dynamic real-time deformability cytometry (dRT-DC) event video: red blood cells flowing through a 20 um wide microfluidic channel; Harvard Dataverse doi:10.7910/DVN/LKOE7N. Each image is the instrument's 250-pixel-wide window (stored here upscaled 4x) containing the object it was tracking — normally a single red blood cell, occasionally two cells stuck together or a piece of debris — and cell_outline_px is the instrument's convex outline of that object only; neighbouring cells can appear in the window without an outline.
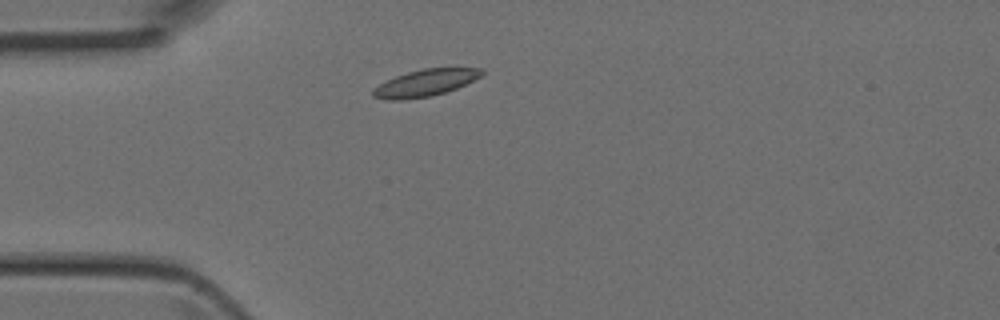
{"species": "Egyptian fruit bat (a non-hibernating species)", "species_latin": "Rousettus aegyptiacus", "temperature_condition": "room temperature", "stored_images_in_passage": 2, "camera_frame_rate_fps": 3000, "um_per_image_px": 0.085, "animal": {"sex": "female"}, "frame": {"image": 1, "passage_image": 2, "time_ms": 0.333, "image_size_px": [1000, 320], "cell_outline_px": [[484, 72], [480, 76], [456, 88], [444, 92], [428, 96], [404, 100], [388, 100], [372, 96], [372, 88], [396, 76], [408, 72], [424, 68], [456, 64], [484, 68]], "centroid_in_image_um": [36.24, 6.98], "position_along_channel_um": 48.8, "area_um2": 17.57}}